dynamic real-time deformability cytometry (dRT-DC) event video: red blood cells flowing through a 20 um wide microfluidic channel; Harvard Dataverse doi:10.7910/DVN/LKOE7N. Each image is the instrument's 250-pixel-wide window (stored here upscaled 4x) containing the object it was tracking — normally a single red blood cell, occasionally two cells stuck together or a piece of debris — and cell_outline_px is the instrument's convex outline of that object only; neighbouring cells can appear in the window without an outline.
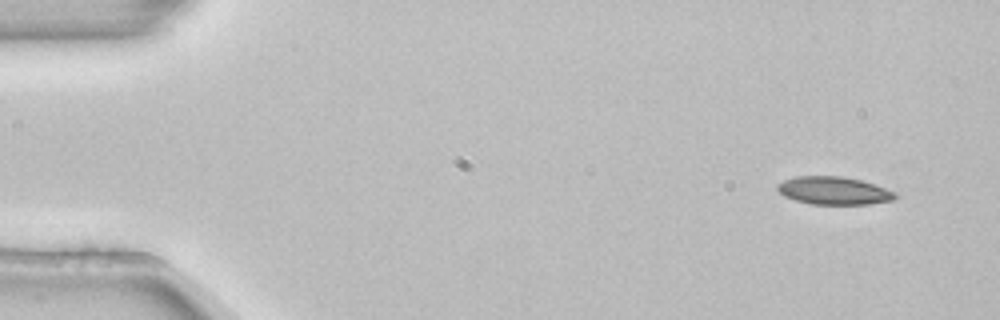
{"species": "common noctule bat (a hibernating species)", "species_latin": "Nyctalus noctula", "temperature_condition": "room temperature", "stored_images_in_passage": 4, "camera_frame_rate_fps": 3000, "um_per_image_px": 0.085, "animal": {"sex": "female", "body_mass_g": 22.7, "forearm_length_mm": 54.2}, "frame": {"image": 1, "passage_image": 1, "time_ms": 0.0, "image_size_px": [1000, 320], "cell_outline_px": [[896, 196], [892, 200], [868, 204], [812, 204], [796, 200], [784, 196], [776, 188], [776, 184], [784, 180], [796, 176], [840, 176], [860, 180], [896, 192]], "centroid_in_image_um": [70.83, 16.2], "position_along_channel_um": 14.2, "area_um2": 18.9}}
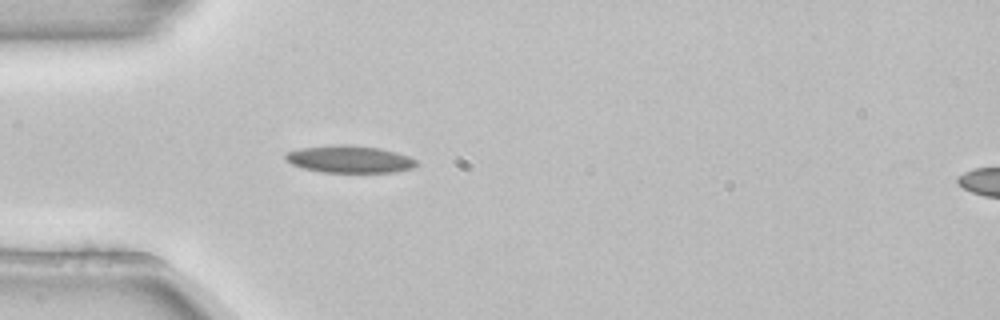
{"frame": {"image": 2, "passage_image": 4, "time_ms": 1.0, "image_size_px": [1000, 320], "cell_outline_px": [[420, 164], [412, 168], [392, 172], [320, 172], [304, 168], [292, 164], [284, 160], [284, 152], [300, 148], [340, 144], [348, 144], [380, 148], [396, 152], [408, 156], [416, 160]], "centroid_in_image_um": [29.68, 13.52], "position_along_channel_um": 55.3, "area_um2": 20.92}}